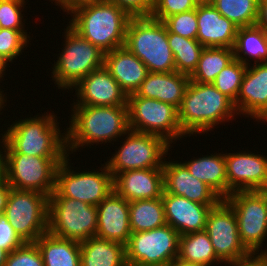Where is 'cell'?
<instances>
[{
  "label": "cell",
  "mask_w": 267,
  "mask_h": 266,
  "mask_svg": "<svg viewBox=\"0 0 267 266\" xmlns=\"http://www.w3.org/2000/svg\"><path fill=\"white\" fill-rule=\"evenodd\" d=\"M180 234L170 225L135 232L125 245L127 265L171 266L178 258Z\"/></svg>",
  "instance_id": "7c38bea8"
},
{
  "label": "cell",
  "mask_w": 267,
  "mask_h": 266,
  "mask_svg": "<svg viewBox=\"0 0 267 266\" xmlns=\"http://www.w3.org/2000/svg\"><path fill=\"white\" fill-rule=\"evenodd\" d=\"M227 197L235 191L267 190V157L244 151L225 153Z\"/></svg>",
  "instance_id": "2e32d148"
},
{
  "label": "cell",
  "mask_w": 267,
  "mask_h": 266,
  "mask_svg": "<svg viewBox=\"0 0 267 266\" xmlns=\"http://www.w3.org/2000/svg\"><path fill=\"white\" fill-rule=\"evenodd\" d=\"M96 237L127 244L132 232L130 229L129 202L114 189L97 205Z\"/></svg>",
  "instance_id": "ffe728a7"
},
{
  "label": "cell",
  "mask_w": 267,
  "mask_h": 266,
  "mask_svg": "<svg viewBox=\"0 0 267 266\" xmlns=\"http://www.w3.org/2000/svg\"><path fill=\"white\" fill-rule=\"evenodd\" d=\"M11 188L5 179L0 181V217L4 214Z\"/></svg>",
  "instance_id": "ee69618b"
},
{
  "label": "cell",
  "mask_w": 267,
  "mask_h": 266,
  "mask_svg": "<svg viewBox=\"0 0 267 266\" xmlns=\"http://www.w3.org/2000/svg\"><path fill=\"white\" fill-rule=\"evenodd\" d=\"M97 206L67 197H49L48 232L78 242L96 236Z\"/></svg>",
  "instance_id": "52a82bcc"
},
{
  "label": "cell",
  "mask_w": 267,
  "mask_h": 266,
  "mask_svg": "<svg viewBox=\"0 0 267 266\" xmlns=\"http://www.w3.org/2000/svg\"><path fill=\"white\" fill-rule=\"evenodd\" d=\"M73 114L66 133V149L76 151L80 146L116 141L129 130L128 105L85 106L73 104Z\"/></svg>",
  "instance_id": "7a4b0ae2"
},
{
  "label": "cell",
  "mask_w": 267,
  "mask_h": 266,
  "mask_svg": "<svg viewBox=\"0 0 267 266\" xmlns=\"http://www.w3.org/2000/svg\"><path fill=\"white\" fill-rule=\"evenodd\" d=\"M9 65L4 59L0 57V78L3 77L6 67ZM1 90V89H0Z\"/></svg>",
  "instance_id": "816d5d0a"
},
{
  "label": "cell",
  "mask_w": 267,
  "mask_h": 266,
  "mask_svg": "<svg viewBox=\"0 0 267 266\" xmlns=\"http://www.w3.org/2000/svg\"><path fill=\"white\" fill-rule=\"evenodd\" d=\"M233 50L234 59L244 65L250 64L247 55L248 58H255V64L265 63L267 62V33L256 25L238 28Z\"/></svg>",
  "instance_id": "f1b7e54d"
},
{
  "label": "cell",
  "mask_w": 267,
  "mask_h": 266,
  "mask_svg": "<svg viewBox=\"0 0 267 266\" xmlns=\"http://www.w3.org/2000/svg\"><path fill=\"white\" fill-rule=\"evenodd\" d=\"M73 88L77 91L78 100H76V105H127V94L121 89L118 82L104 65L91 71Z\"/></svg>",
  "instance_id": "e0dca14e"
},
{
  "label": "cell",
  "mask_w": 267,
  "mask_h": 266,
  "mask_svg": "<svg viewBox=\"0 0 267 266\" xmlns=\"http://www.w3.org/2000/svg\"><path fill=\"white\" fill-rule=\"evenodd\" d=\"M256 26L267 33V0H259Z\"/></svg>",
  "instance_id": "7bdbcfd3"
},
{
  "label": "cell",
  "mask_w": 267,
  "mask_h": 266,
  "mask_svg": "<svg viewBox=\"0 0 267 266\" xmlns=\"http://www.w3.org/2000/svg\"><path fill=\"white\" fill-rule=\"evenodd\" d=\"M199 3L205 2V0H197Z\"/></svg>",
  "instance_id": "11a10c76"
},
{
  "label": "cell",
  "mask_w": 267,
  "mask_h": 266,
  "mask_svg": "<svg viewBox=\"0 0 267 266\" xmlns=\"http://www.w3.org/2000/svg\"><path fill=\"white\" fill-rule=\"evenodd\" d=\"M197 0H154L151 17L164 21L167 17L196 9Z\"/></svg>",
  "instance_id": "ab89813d"
},
{
  "label": "cell",
  "mask_w": 267,
  "mask_h": 266,
  "mask_svg": "<svg viewBox=\"0 0 267 266\" xmlns=\"http://www.w3.org/2000/svg\"><path fill=\"white\" fill-rule=\"evenodd\" d=\"M8 254H9V251H7L6 249L0 248V266H5Z\"/></svg>",
  "instance_id": "f907efd6"
},
{
  "label": "cell",
  "mask_w": 267,
  "mask_h": 266,
  "mask_svg": "<svg viewBox=\"0 0 267 266\" xmlns=\"http://www.w3.org/2000/svg\"><path fill=\"white\" fill-rule=\"evenodd\" d=\"M80 266H127L125 246L96 236L82 241Z\"/></svg>",
  "instance_id": "484cf974"
},
{
  "label": "cell",
  "mask_w": 267,
  "mask_h": 266,
  "mask_svg": "<svg viewBox=\"0 0 267 266\" xmlns=\"http://www.w3.org/2000/svg\"><path fill=\"white\" fill-rule=\"evenodd\" d=\"M230 266H263L254 256L240 262L228 264Z\"/></svg>",
  "instance_id": "f6af8a7d"
},
{
  "label": "cell",
  "mask_w": 267,
  "mask_h": 266,
  "mask_svg": "<svg viewBox=\"0 0 267 266\" xmlns=\"http://www.w3.org/2000/svg\"><path fill=\"white\" fill-rule=\"evenodd\" d=\"M132 233L149 231L166 225L162 197L129 202Z\"/></svg>",
  "instance_id": "f546056e"
},
{
  "label": "cell",
  "mask_w": 267,
  "mask_h": 266,
  "mask_svg": "<svg viewBox=\"0 0 267 266\" xmlns=\"http://www.w3.org/2000/svg\"><path fill=\"white\" fill-rule=\"evenodd\" d=\"M0 151V181L5 179L6 155Z\"/></svg>",
  "instance_id": "7dc6e473"
},
{
  "label": "cell",
  "mask_w": 267,
  "mask_h": 266,
  "mask_svg": "<svg viewBox=\"0 0 267 266\" xmlns=\"http://www.w3.org/2000/svg\"><path fill=\"white\" fill-rule=\"evenodd\" d=\"M163 23L167 32H173L186 38L196 39L198 33L197 6L194 10L167 17Z\"/></svg>",
  "instance_id": "d590c367"
},
{
  "label": "cell",
  "mask_w": 267,
  "mask_h": 266,
  "mask_svg": "<svg viewBox=\"0 0 267 266\" xmlns=\"http://www.w3.org/2000/svg\"><path fill=\"white\" fill-rule=\"evenodd\" d=\"M235 113L234 103L212 83L190 80L178 108V122L183 134L191 136L210 131Z\"/></svg>",
  "instance_id": "3957f363"
},
{
  "label": "cell",
  "mask_w": 267,
  "mask_h": 266,
  "mask_svg": "<svg viewBox=\"0 0 267 266\" xmlns=\"http://www.w3.org/2000/svg\"><path fill=\"white\" fill-rule=\"evenodd\" d=\"M104 66L127 96L136 92L149 73L146 65L124 46L104 53Z\"/></svg>",
  "instance_id": "cb8c5ba5"
},
{
  "label": "cell",
  "mask_w": 267,
  "mask_h": 266,
  "mask_svg": "<svg viewBox=\"0 0 267 266\" xmlns=\"http://www.w3.org/2000/svg\"><path fill=\"white\" fill-rule=\"evenodd\" d=\"M5 155V180L13 189L36 191L48 197L53 193L57 167L66 156Z\"/></svg>",
  "instance_id": "ba28073f"
},
{
  "label": "cell",
  "mask_w": 267,
  "mask_h": 266,
  "mask_svg": "<svg viewBox=\"0 0 267 266\" xmlns=\"http://www.w3.org/2000/svg\"><path fill=\"white\" fill-rule=\"evenodd\" d=\"M127 105L130 130L159 136L170 144L185 137L178 122V109L172 104L132 93Z\"/></svg>",
  "instance_id": "30bf717a"
},
{
  "label": "cell",
  "mask_w": 267,
  "mask_h": 266,
  "mask_svg": "<svg viewBox=\"0 0 267 266\" xmlns=\"http://www.w3.org/2000/svg\"><path fill=\"white\" fill-rule=\"evenodd\" d=\"M65 33V47L54 63L52 78L58 89H73L91 71L104 65V52L85 40L69 25Z\"/></svg>",
  "instance_id": "8992f818"
},
{
  "label": "cell",
  "mask_w": 267,
  "mask_h": 266,
  "mask_svg": "<svg viewBox=\"0 0 267 266\" xmlns=\"http://www.w3.org/2000/svg\"><path fill=\"white\" fill-rule=\"evenodd\" d=\"M69 155L56 170L55 190L49 197H67L97 206L113 191V177L107 165L101 172L71 171Z\"/></svg>",
  "instance_id": "5bb4252c"
},
{
  "label": "cell",
  "mask_w": 267,
  "mask_h": 266,
  "mask_svg": "<svg viewBox=\"0 0 267 266\" xmlns=\"http://www.w3.org/2000/svg\"><path fill=\"white\" fill-rule=\"evenodd\" d=\"M128 135L116 154L105 164L114 178L117 174L135 169L163 168V156L171 147L164 138L128 130ZM127 138V139H126Z\"/></svg>",
  "instance_id": "4fadbf2b"
},
{
  "label": "cell",
  "mask_w": 267,
  "mask_h": 266,
  "mask_svg": "<svg viewBox=\"0 0 267 266\" xmlns=\"http://www.w3.org/2000/svg\"><path fill=\"white\" fill-rule=\"evenodd\" d=\"M205 231L216 256L224 264L244 261L253 256L242 244L236 216L224 199L210 210Z\"/></svg>",
  "instance_id": "9a60e30c"
},
{
  "label": "cell",
  "mask_w": 267,
  "mask_h": 266,
  "mask_svg": "<svg viewBox=\"0 0 267 266\" xmlns=\"http://www.w3.org/2000/svg\"><path fill=\"white\" fill-rule=\"evenodd\" d=\"M224 200L234 211L242 244L258 254L267 237V190L235 191Z\"/></svg>",
  "instance_id": "8fae6325"
},
{
  "label": "cell",
  "mask_w": 267,
  "mask_h": 266,
  "mask_svg": "<svg viewBox=\"0 0 267 266\" xmlns=\"http://www.w3.org/2000/svg\"><path fill=\"white\" fill-rule=\"evenodd\" d=\"M248 66L234 107L237 114L267 122V62Z\"/></svg>",
  "instance_id": "ac0fdd59"
},
{
  "label": "cell",
  "mask_w": 267,
  "mask_h": 266,
  "mask_svg": "<svg viewBox=\"0 0 267 266\" xmlns=\"http://www.w3.org/2000/svg\"><path fill=\"white\" fill-rule=\"evenodd\" d=\"M35 243L41 252L44 266H80V242L47 231Z\"/></svg>",
  "instance_id": "4316f807"
},
{
  "label": "cell",
  "mask_w": 267,
  "mask_h": 266,
  "mask_svg": "<svg viewBox=\"0 0 267 266\" xmlns=\"http://www.w3.org/2000/svg\"><path fill=\"white\" fill-rule=\"evenodd\" d=\"M222 16L238 28L255 26L258 17L259 0H211Z\"/></svg>",
  "instance_id": "836d02e7"
},
{
  "label": "cell",
  "mask_w": 267,
  "mask_h": 266,
  "mask_svg": "<svg viewBox=\"0 0 267 266\" xmlns=\"http://www.w3.org/2000/svg\"><path fill=\"white\" fill-rule=\"evenodd\" d=\"M67 12L73 16L69 26L104 53L124 46L131 17L115 3L107 0L85 2Z\"/></svg>",
  "instance_id": "6da1fadb"
},
{
  "label": "cell",
  "mask_w": 267,
  "mask_h": 266,
  "mask_svg": "<svg viewBox=\"0 0 267 266\" xmlns=\"http://www.w3.org/2000/svg\"><path fill=\"white\" fill-rule=\"evenodd\" d=\"M92 1H97V0H76V5L85 3V2H92Z\"/></svg>",
  "instance_id": "db71d44e"
},
{
  "label": "cell",
  "mask_w": 267,
  "mask_h": 266,
  "mask_svg": "<svg viewBox=\"0 0 267 266\" xmlns=\"http://www.w3.org/2000/svg\"><path fill=\"white\" fill-rule=\"evenodd\" d=\"M263 266H267V250L261 251L258 255H253Z\"/></svg>",
  "instance_id": "681fc988"
},
{
  "label": "cell",
  "mask_w": 267,
  "mask_h": 266,
  "mask_svg": "<svg viewBox=\"0 0 267 266\" xmlns=\"http://www.w3.org/2000/svg\"><path fill=\"white\" fill-rule=\"evenodd\" d=\"M124 47L138 57L149 72L176 71L174 56L163 21L150 17H131L126 29Z\"/></svg>",
  "instance_id": "5b68a950"
},
{
  "label": "cell",
  "mask_w": 267,
  "mask_h": 266,
  "mask_svg": "<svg viewBox=\"0 0 267 266\" xmlns=\"http://www.w3.org/2000/svg\"><path fill=\"white\" fill-rule=\"evenodd\" d=\"M48 199L40 192L10 189L2 217L22 242H35L48 231Z\"/></svg>",
  "instance_id": "9c48e42d"
},
{
  "label": "cell",
  "mask_w": 267,
  "mask_h": 266,
  "mask_svg": "<svg viewBox=\"0 0 267 266\" xmlns=\"http://www.w3.org/2000/svg\"><path fill=\"white\" fill-rule=\"evenodd\" d=\"M189 82V75L176 71L170 73L149 72L134 94L172 104L178 109Z\"/></svg>",
  "instance_id": "d4e9b609"
},
{
  "label": "cell",
  "mask_w": 267,
  "mask_h": 266,
  "mask_svg": "<svg viewBox=\"0 0 267 266\" xmlns=\"http://www.w3.org/2000/svg\"><path fill=\"white\" fill-rule=\"evenodd\" d=\"M46 114L11 124L2 135L3 152L29 156H67L66 132L61 134L55 118L57 116Z\"/></svg>",
  "instance_id": "277c9868"
},
{
  "label": "cell",
  "mask_w": 267,
  "mask_h": 266,
  "mask_svg": "<svg viewBox=\"0 0 267 266\" xmlns=\"http://www.w3.org/2000/svg\"><path fill=\"white\" fill-rule=\"evenodd\" d=\"M163 185L166 193L200 204L217 205L222 200L210 186L191 175L181 162H164Z\"/></svg>",
  "instance_id": "d6986e66"
},
{
  "label": "cell",
  "mask_w": 267,
  "mask_h": 266,
  "mask_svg": "<svg viewBox=\"0 0 267 266\" xmlns=\"http://www.w3.org/2000/svg\"><path fill=\"white\" fill-rule=\"evenodd\" d=\"M115 3L130 17H150L154 0H107Z\"/></svg>",
  "instance_id": "60d3db41"
},
{
  "label": "cell",
  "mask_w": 267,
  "mask_h": 266,
  "mask_svg": "<svg viewBox=\"0 0 267 266\" xmlns=\"http://www.w3.org/2000/svg\"><path fill=\"white\" fill-rule=\"evenodd\" d=\"M166 223L175 229L180 236L205 230L207 216L216 205H206L191 201L182 196L166 193L163 190Z\"/></svg>",
  "instance_id": "44dd1931"
},
{
  "label": "cell",
  "mask_w": 267,
  "mask_h": 266,
  "mask_svg": "<svg viewBox=\"0 0 267 266\" xmlns=\"http://www.w3.org/2000/svg\"><path fill=\"white\" fill-rule=\"evenodd\" d=\"M190 174L210 186L222 199L227 198L225 154H211L185 161Z\"/></svg>",
  "instance_id": "83f0119b"
},
{
  "label": "cell",
  "mask_w": 267,
  "mask_h": 266,
  "mask_svg": "<svg viewBox=\"0 0 267 266\" xmlns=\"http://www.w3.org/2000/svg\"><path fill=\"white\" fill-rule=\"evenodd\" d=\"M233 60V49L227 47H204L197 67L189 78L197 83H213L220 71Z\"/></svg>",
  "instance_id": "1f68e13d"
},
{
  "label": "cell",
  "mask_w": 267,
  "mask_h": 266,
  "mask_svg": "<svg viewBox=\"0 0 267 266\" xmlns=\"http://www.w3.org/2000/svg\"><path fill=\"white\" fill-rule=\"evenodd\" d=\"M114 190L126 201L162 197L163 168L128 170L113 178Z\"/></svg>",
  "instance_id": "603a6c76"
},
{
  "label": "cell",
  "mask_w": 267,
  "mask_h": 266,
  "mask_svg": "<svg viewBox=\"0 0 267 266\" xmlns=\"http://www.w3.org/2000/svg\"><path fill=\"white\" fill-rule=\"evenodd\" d=\"M24 4L25 0H0V26L1 28L19 30L27 38H30L25 32L22 22L21 7H24Z\"/></svg>",
  "instance_id": "f35d334b"
},
{
  "label": "cell",
  "mask_w": 267,
  "mask_h": 266,
  "mask_svg": "<svg viewBox=\"0 0 267 266\" xmlns=\"http://www.w3.org/2000/svg\"><path fill=\"white\" fill-rule=\"evenodd\" d=\"M55 1L56 5H59L61 9H65L64 11L67 12L74 6H76V0H52ZM63 7V8H62Z\"/></svg>",
  "instance_id": "bcb514c9"
},
{
  "label": "cell",
  "mask_w": 267,
  "mask_h": 266,
  "mask_svg": "<svg viewBox=\"0 0 267 266\" xmlns=\"http://www.w3.org/2000/svg\"><path fill=\"white\" fill-rule=\"evenodd\" d=\"M5 266H44V263L37 244L23 242L9 252Z\"/></svg>",
  "instance_id": "74e56055"
},
{
  "label": "cell",
  "mask_w": 267,
  "mask_h": 266,
  "mask_svg": "<svg viewBox=\"0 0 267 266\" xmlns=\"http://www.w3.org/2000/svg\"><path fill=\"white\" fill-rule=\"evenodd\" d=\"M246 68L247 65L234 59L220 71L212 84L235 103Z\"/></svg>",
  "instance_id": "e575fe53"
},
{
  "label": "cell",
  "mask_w": 267,
  "mask_h": 266,
  "mask_svg": "<svg viewBox=\"0 0 267 266\" xmlns=\"http://www.w3.org/2000/svg\"><path fill=\"white\" fill-rule=\"evenodd\" d=\"M4 94L2 93V91H0V111L3 109L4 107V101L6 103V100H5V96H3Z\"/></svg>",
  "instance_id": "f5cc1de1"
},
{
  "label": "cell",
  "mask_w": 267,
  "mask_h": 266,
  "mask_svg": "<svg viewBox=\"0 0 267 266\" xmlns=\"http://www.w3.org/2000/svg\"><path fill=\"white\" fill-rule=\"evenodd\" d=\"M23 242L15 234L11 223L4 217H0V248L12 251Z\"/></svg>",
  "instance_id": "b9f144b4"
},
{
  "label": "cell",
  "mask_w": 267,
  "mask_h": 266,
  "mask_svg": "<svg viewBox=\"0 0 267 266\" xmlns=\"http://www.w3.org/2000/svg\"><path fill=\"white\" fill-rule=\"evenodd\" d=\"M197 40L203 47L234 48L238 27L211 2L197 4Z\"/></svg>",
  "instance_id": "7402d4cb"
},
{
  "label": "cell",
  "mask_w": 267,
  "mask_h": 266,
  "mask_svg": "<svg viewBox=\"0 0 267 266\" xmlns=\"http://www.w3.org/2000/svg\"><path fill=\"white\" fill-rule=\"evenodd\" d=\"M171 266H207L205 264H197V263H193V262H187V261H184V260H180L178 258H176Z\"/></svg>",
  "instance_id": "c3c4849f"
},
{
  "label": "cell",
  "mask_w": 267,
  "mask_h": 266,
  "mask_svg": "<svg viewBox=\"0 0 267 266\" xmlns=\"http://www.w3.org/2000/svg\"><path fill=\"white\" fill-rule=\"evenodd\" d=\"M178 259L197 264L222 263L215 254L210 237L205 230L187 233L179 238Z\"/></svg>",
  "instance_id": "4dcf8cb0"
},
{
  "label": "cell",
  "mask_w": 267,
  "mask_h": 266,
  "mask_svg": "<svg viewBox=\"0 0 267 266\" xmlns=\"http://www.w3.org/2000/svg\"><path fill=\"white\" fill-rule=\"evenodd\" d=\"M29 40L19 30L0 29V57L7 63L21 55ZM25 46V47H24Z\"/></svg>",
  "instance_id": "8d00e7d4"
},
{
  "label": "cell",
  "mask_w": 267,
  "mask_h": 266,
  "mask_svg": "<svg viewBox=\"0 0 267 266\" xmlns=\"http://www.w3.org/2000/svg\"><path fill=\"white\" fill-rule=\"evenodd\" d=\"M167 39L172 50L176 72L191 75L196 69L204 47L197 39H190L173 32H167Z\"/></svg>",
  "instance_id": "d6a6232c"
}]
</instances>
